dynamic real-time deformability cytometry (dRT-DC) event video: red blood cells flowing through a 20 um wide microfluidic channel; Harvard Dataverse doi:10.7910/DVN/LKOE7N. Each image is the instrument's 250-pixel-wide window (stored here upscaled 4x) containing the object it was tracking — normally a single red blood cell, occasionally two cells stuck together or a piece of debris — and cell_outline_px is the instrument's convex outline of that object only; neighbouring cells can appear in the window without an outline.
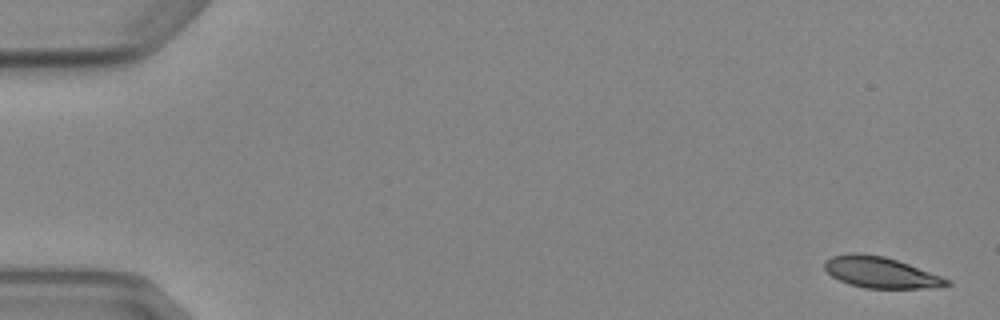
{"species": "Egyptian fruit bat (a non-hibernating species)", "species_latin": "Rousettus aegyptiacus", "temperature_condition": "cold", "stored_images_in_passage": 5, "camera_frame_rate_fps": 3000, "um_per_image_px": 0.085, "animal": {"sex": "female"}, "frame": {"image": 1, "passage_image": 1, "time_ms": 0.0, "image_size_px": [1000, 320], "cell_outline_px": [[952, 284], [920, 288], [864, 288], [848, 284], [832, 276], [824, 268], [824, 260], [832, 256], [852, 252], [860, 252], [884, 256], [908, 264], [952, 280]], "centroid_in_image_um": [74.8, 23.14], "position_along_channel_um": 10.2, "area_um2": 22.02}}
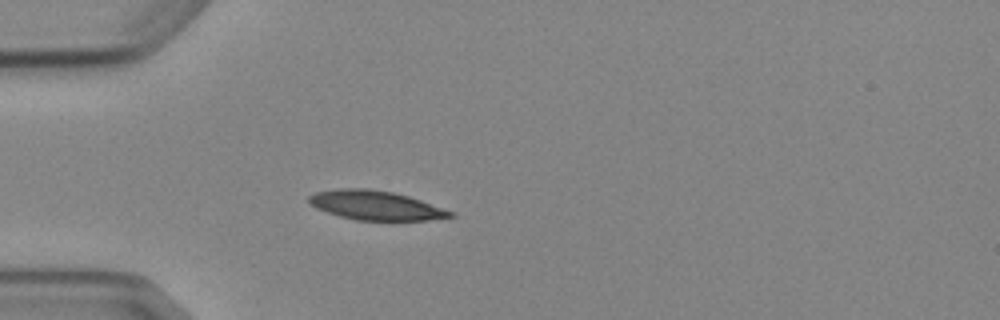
{"frame": {"image": 2, "passage_image": 5, "time_ms": 4.667, "image_size_px": [1000, 320], "cell_outline_px": [[456, 216], [428, 220], [356, 220], [340, 216], [316, 208], [308, 200], [308, 196], [316, 192], [340, 188], [368, 188], [392, 192], [408, 196], [456, 212]], "centroid_in_image_um": [31.96, 17.45], "position_along_channel_um": 53.0, "area_um2": 23.99}}